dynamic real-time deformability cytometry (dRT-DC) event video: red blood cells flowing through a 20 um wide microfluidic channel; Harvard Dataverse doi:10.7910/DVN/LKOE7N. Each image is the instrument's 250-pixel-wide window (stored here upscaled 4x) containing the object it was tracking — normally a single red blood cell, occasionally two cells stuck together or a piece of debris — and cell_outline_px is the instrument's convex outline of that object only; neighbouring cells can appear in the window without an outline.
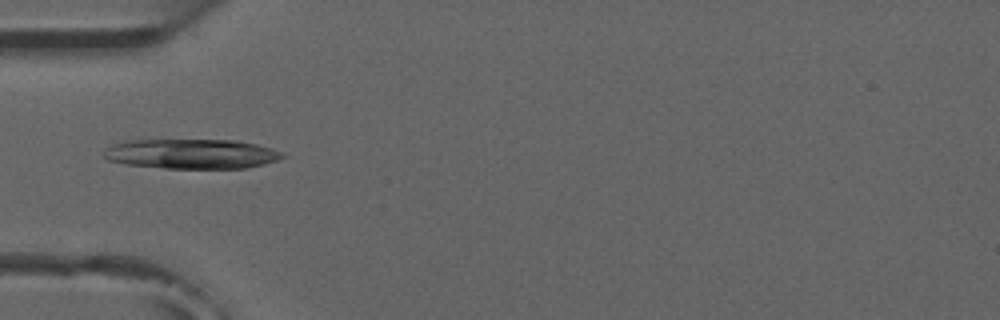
{"species": "common noctule bat (a hibernating species)", "species_latin": "Nyctalus noctula", "temperature_condition": "room temperature", "stored_images_in_passage": 7, "camera_frame_rate_fps": 3000, "um_per_image_px": 0.085, "animal": {"sex": "male", "forearm_length_mm": 52.5}, "frame": {"image": 1, "passage_image": 5, "time_ms": 4.667, "image_size_px": [1000, 320], "cell_outline_px": [[284, 156], [276, 160], [264, 164], [248, 168], [164, 168], [124, 164], [108, 160], [100, 156], [112, 144], [128, 140], [236, 140], [256, 144], [272, 148], [280, 152]], "centroid_in_image_um": [16.24, 13.08], "position_along_channel_um": 68.8, "area_um2": 30.98}}
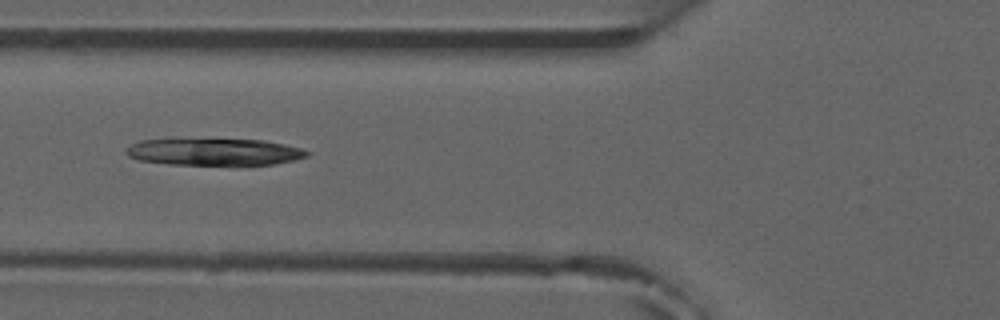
{"frame": {"image": 2, "passage_image": 6, "time_ms": 5.667, "image_size_px": [1000, 320], "cell_outline_px": [[308, 156], [292, 160], [272, 164], [168, 164], [140, 160], [128, 156], [124, 152], [132, 144], [140, 140], [264, 140], [284, 144], [300, 148], [308, 152]], "centroid_in_image_um": [18.19, 12.91], "position_along_channel_um": 107.6, "area_um2": 27.57}}
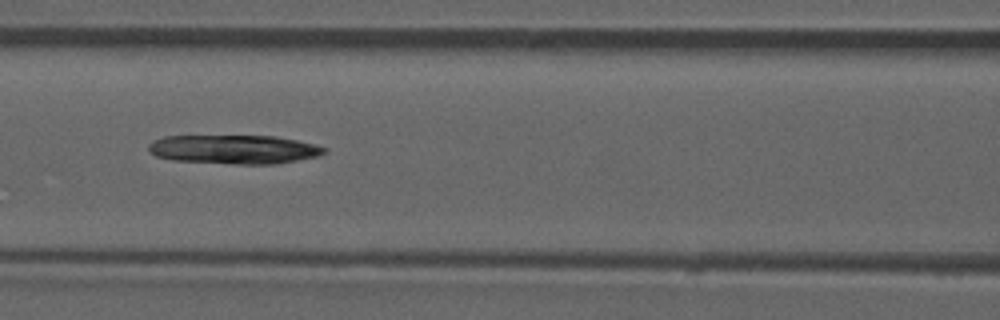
{"frame": {"image": 3, "passage_image": 7, "time_ms": 6.667, "image_size_px": [1000, 320], "cell_outline_px": [[328, 148], [324, 152], [316, 156], [276, 164], [236, 164], [172, 160], [156, 156], [148, 148], [148, 144], [164, 136], [276, 136], [296, 140]], "centroid_in_image_um": [19.88, 12.7], "position_along_channel_um": 146.7, "area_um2": 29.36}}